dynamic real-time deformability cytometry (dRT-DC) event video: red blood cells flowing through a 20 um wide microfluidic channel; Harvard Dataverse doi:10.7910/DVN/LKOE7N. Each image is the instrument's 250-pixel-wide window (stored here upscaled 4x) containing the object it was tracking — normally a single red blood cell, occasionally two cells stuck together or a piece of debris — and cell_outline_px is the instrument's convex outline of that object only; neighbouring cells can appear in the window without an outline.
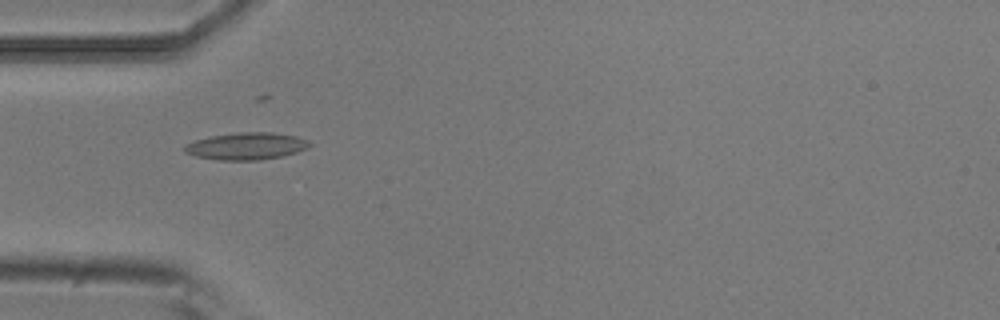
{"species": "common noctule bat (a hibernating species)", "species_latin": "Nyctalus noctula", "temperature_condition": "room temperature", "stored_images_in_passage": 5, "camera_frame_rate_fps": 3000, "um_per_image_px": 0.085, "animal": {"sex": "male", "body_mass_g": 20.5, "forearm_length_mm": 52.5}, "frame": {"image": 1, "passage_image": 4, "time_ms": 1.0, "image_size_px": [1000, 320], "cell_outline_px": [[312, 144], [308, 148], [296, 152], [280, 156], [260, 160], [216, 160], [196, 156], [184, 152], [184, 144], [208, 136], [236, 132], [272, 132], [296, 136], [308, 140]], "centroid_in_image_um": [20.92, 12.41], "position_along_channel_um": 64.1, "area_um2": 19.88}}
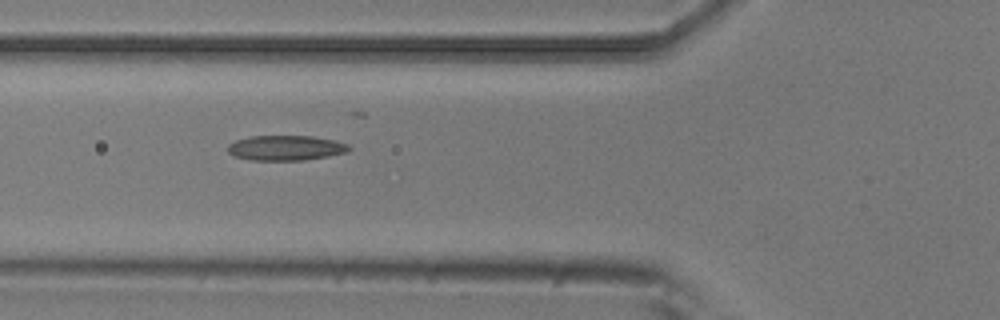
{"frame": {"image": 2, "passage_image": 5, "time_ms": 1.333, "image_size_px": [1000, 320], "cell_outline_px": [[352, 148], [344, 152], [328, 156], [304, 160], [252, 160], [232, 156], [228, 152], [228, 144], [236, 140], [248, 136], [312, 136], [336, 140], [348, 144]], "centroid_in_image_um": [24.27, 12.56], "position_along_channel_um": 101.5, "area_um2": 17.74}}